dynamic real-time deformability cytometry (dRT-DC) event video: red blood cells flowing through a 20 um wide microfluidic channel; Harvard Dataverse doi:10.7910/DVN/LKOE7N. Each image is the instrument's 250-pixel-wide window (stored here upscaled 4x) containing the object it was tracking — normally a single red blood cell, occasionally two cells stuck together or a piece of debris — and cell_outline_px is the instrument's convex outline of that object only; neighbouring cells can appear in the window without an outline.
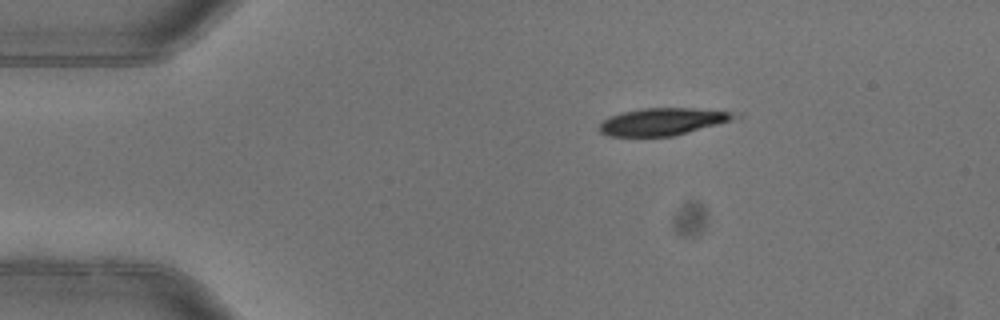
{"species": "common noctule bat (a hibernating species)", "species_latin": "Nyctalus noctula", "temperature_condition": "warm", "stored_images_in_passage": 3, "camera_frame_rate_fps": 3000, "um_per_image_px": 0.085, "animal": {"sex": "female"}, "frame": {"image": 1, "passage_image": 1, "time_ms": 0.0, "image_size_px": [1000, 320], "cell_outline_px": [[744, 116], [688, 132], [672, 136], [608, 136], [600, 132], [596, 128], [608, 116], [620, 112], [644, 108], [696, 108], [740, 112]], "centroid_in_image_um": [56.34, 10.32], "position_along_channel_um": 28.7, "area_um2": 21.68}}